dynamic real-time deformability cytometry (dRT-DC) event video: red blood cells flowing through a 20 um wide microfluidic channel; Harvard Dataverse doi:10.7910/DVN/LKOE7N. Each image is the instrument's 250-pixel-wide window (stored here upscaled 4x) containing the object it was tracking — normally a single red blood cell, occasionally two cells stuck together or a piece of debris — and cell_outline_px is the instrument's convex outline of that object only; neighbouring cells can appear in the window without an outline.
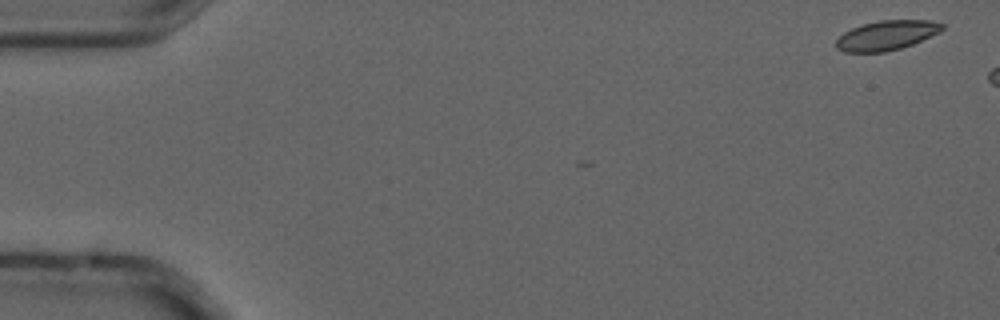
{"species": "common noctule bat (a hibernating species)", "species_latin": "Nyctalus noctula", "temperature_condition": "cold", "stored_images_in_passage": 5, "camera_frame_rate_fps": 3000, "um_per_image_px": 0.085, "animal": {"sex": "male", "forearm_length_mm": 52.5}, "frame": {"image": 1, "passage_image": 1, "time_ms": 0.0, "image_size_px": [1000, 320], "cell_outline_px": [[944, 28], [940, 32], [912, 44], [900, 48], [884, 52], [844, 52], [836, 48], [836, 40], [844, 32], [852, 28], [864, 24], [880, 20], [932, 20], [944, 24]], "centroid_in_image_um": [75.37, 3.0], "position_along_channel_um": 9.6, "area_um2": 18.21}}